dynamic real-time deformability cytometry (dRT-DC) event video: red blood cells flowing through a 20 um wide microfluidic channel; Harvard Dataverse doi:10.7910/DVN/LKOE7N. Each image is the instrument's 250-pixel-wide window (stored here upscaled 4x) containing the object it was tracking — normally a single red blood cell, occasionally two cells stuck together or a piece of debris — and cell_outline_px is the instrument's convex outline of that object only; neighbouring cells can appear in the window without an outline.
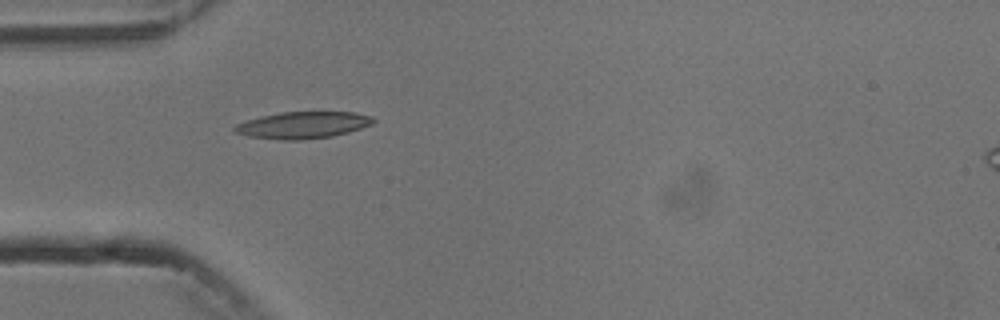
{"species": "common noctule bat (a hibernating species)", "species_latin": "Nyctalus noctula", "temperature_condition": "cold", "stored_images_in_passage": 2, "camera_frame_rate_fps": 3000, "um_per_image_px": 0.085, "animal": {"sex": "male", "body_mass_g": 13.3}, "frame": {"image": 1, "passage_image": 2, "time_ms": 1.0, "image_size_px": [1000, 320], "cell_outline_px": [[376, 120], [372, 124], [348, 132], [332, 136], [300, 140], [284, 140], [248, 136], [236, 132], [232, 128], [236, 124], [260, 116], [280, 112], [356, 112], [372, 116]], "centroid_in_image_um": [25.76, 10.62], "position_along_channel_um": 59.2, "area_um2": 21.56}}